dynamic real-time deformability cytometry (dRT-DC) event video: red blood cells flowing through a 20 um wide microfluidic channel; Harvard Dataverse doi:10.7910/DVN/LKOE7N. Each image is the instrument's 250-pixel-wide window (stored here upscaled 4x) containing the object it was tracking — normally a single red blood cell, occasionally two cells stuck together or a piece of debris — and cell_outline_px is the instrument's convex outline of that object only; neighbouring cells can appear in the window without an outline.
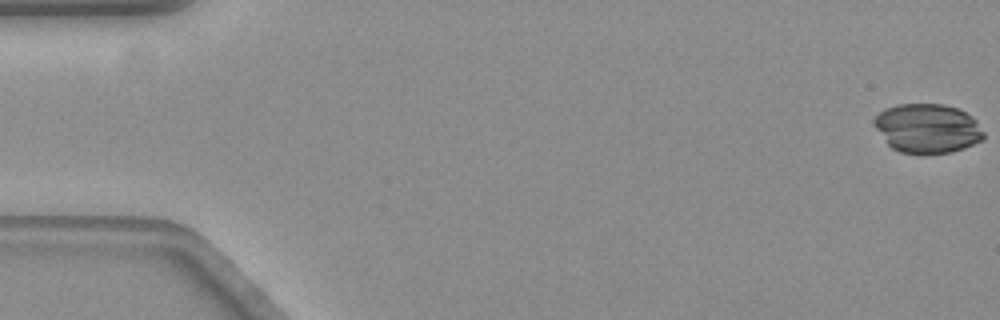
{"species": "common noctule bat (a hibernating species)", "species_latin": "Nyctalus noctula", "temperature_condition": "warm", "stored_images_in_passage": 59, "camera_frame_rate_fps": 3000, "um_per_image_px": 0.085, "animal": {"sex": "female", "body_mass_g": 19.3, "forearm_length_mm": 54.1}, "frame": {"image": 1, "passage_image": 1, "time_ms": 0.0, "image_size_px": [1000, 320], "cell_outline_px": [[984, 136], [980, 140], [964, 148], [952, 152], [920, 156], [900, 152], [892, 148], [888, 144], [876, 128], [872, 120], [884, 108], [900, 104], [944, 104], [956, 108], [964, 112], [976, 120], [984, 132]], "centroid_in_image_um": [78.81, 10.94], "position_along_channel_um": 6.2, "area_um2": 31.67}}
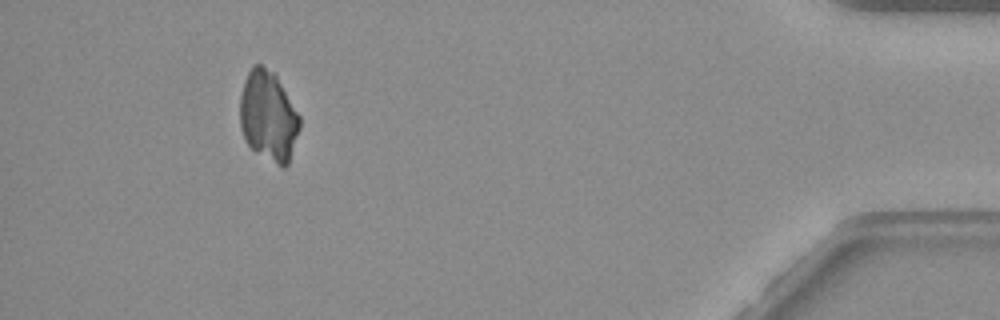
{"frame": {"image": 2, "passage_image": 54, "time_ms": 17.667, "image_size_px": [1000, 320], "cell_outline_px": [[300, 128], [288, 164], [284, 168], [276, 164], [256, 152], [244, 140], [240, 124], [240, 96], [244, 80], [252, 64], [260, 64], [276, 72], [300, 116]], "centroid_in_image_um": [22.81, 9.83], "position_along_channel_um": 412.4, "area_um2": 31.79}}